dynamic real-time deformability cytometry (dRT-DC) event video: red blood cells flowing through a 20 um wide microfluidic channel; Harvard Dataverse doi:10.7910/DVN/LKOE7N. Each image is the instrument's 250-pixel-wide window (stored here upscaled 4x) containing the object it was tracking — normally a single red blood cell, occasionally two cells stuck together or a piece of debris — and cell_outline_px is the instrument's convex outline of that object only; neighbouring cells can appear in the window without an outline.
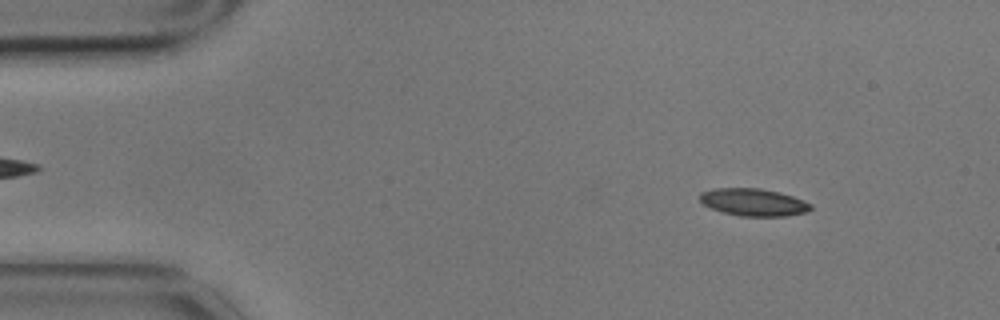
{"species": "common noctule bat (a hibernating species)", "species_latin": "Nyctalus noctula", "temperature_condition": "cold", "stored_images_in_passage": 4, "camera_frame_rate_fps": 3000, "um_per_image_px": 0.085, "animal": {"sex": "male", "body_mass_g": 17.9}, "frame": {"image": 1, "passage_image": 1, "time_ms": 0.0, "image_size_px": [1000, 320], "cell_outline_px": [[812, 208], [808, 212], [784, 216], [740, 216], [724, 212], [712, 208], [704, 204], [700, 200], [700, 192], [716, 188], [760, 188], [780, 192], [792, 196], [812, 204]], "centroid_in_image_um": [64.07, 17.18], "position_along_channel_um": 20.9, "area_um2": 17.63}}
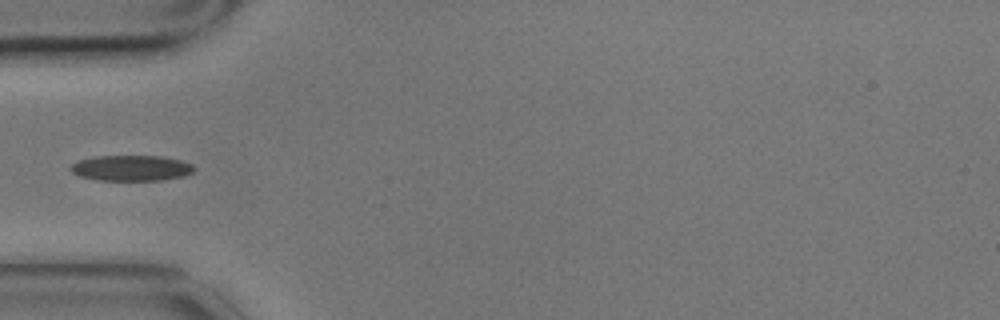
{"frame": {"image": 2, "passage_image": 4, "time_ms": 1.0, "image_size_px": [1000, 320], "cell_outline_px": [[196, 168], [192, 172], [184, 176], [164, 180], [100, 180], [80, 176], [72, 172], [68, 168], [72, 164], [80, 160], [96, 156], [160, 156], [180, 160], [192, 164]], "centroid_in_image_um": [11.17, 14.28], "position_along_channel_um": 73.8, "area_um2": 18.38}}